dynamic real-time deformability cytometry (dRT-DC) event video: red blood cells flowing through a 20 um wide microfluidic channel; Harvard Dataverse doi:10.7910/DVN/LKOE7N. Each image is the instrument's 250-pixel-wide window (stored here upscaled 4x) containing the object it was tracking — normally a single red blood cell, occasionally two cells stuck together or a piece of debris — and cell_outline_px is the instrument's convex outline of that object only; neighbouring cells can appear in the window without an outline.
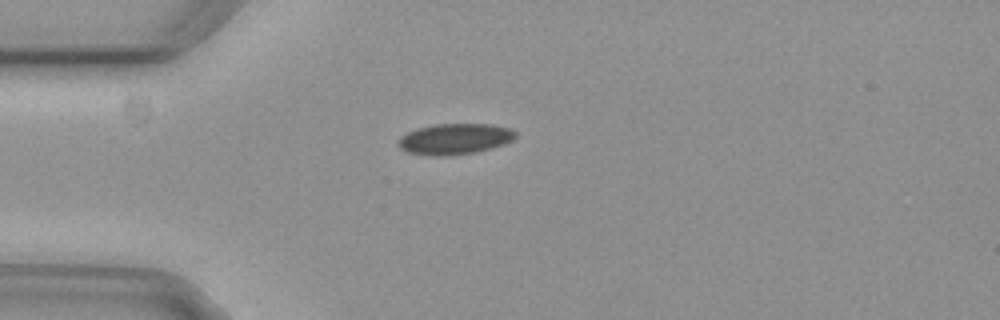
{"species": "common noctule bat (a hibernating species)", "species_latin": "Nyctalus noctula", "temperature_condition": "cold", "stored_images_in_passage": 1, "camera_frame_rate_fps": 3000, "um_per_image_px": 0.085, "animal": {"sex": "female", "body_mass_g": 29.2, "forearm_length_mm": 56.3}, "frame": {"image": 1, "passage_image": 1, "time_ms": 0.0, "image_size_px": [1000, 320], "cell_outline_px": [[516, 136], [512, 140], [504, 144], [472, 152], [440, 156], [432, 156], [408, 152], [400, 148], [396, 144], [400, 136], [416, 128], [432, 124], [492, 124], [508, 128], [516, 132]], "centroid_in_image_um": [38.6, 11.79], "position_along_channel_um": 46.4, "area_um2": 20.92}}